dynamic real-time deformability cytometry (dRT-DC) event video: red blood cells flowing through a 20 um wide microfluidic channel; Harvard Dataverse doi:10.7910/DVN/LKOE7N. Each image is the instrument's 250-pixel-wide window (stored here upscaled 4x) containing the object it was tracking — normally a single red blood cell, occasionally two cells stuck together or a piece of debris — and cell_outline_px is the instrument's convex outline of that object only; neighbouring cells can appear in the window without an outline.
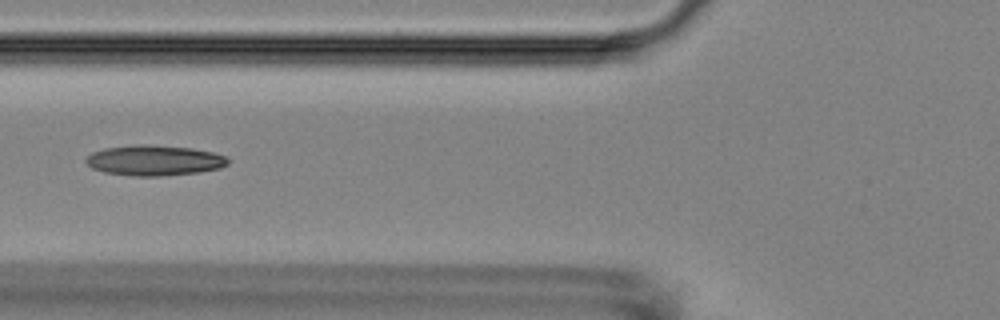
{"species": "Egyptian fruit bat (a non-hibernating species)", "species_latin": "Rousettus aegyptiacus", "temperature_condition": "room temperature", "stored_images_in_passage": 7, "camera_frame_rate_fps": 3000, "um_per_image_px": 0.085, "animal": {"sex": "female"}, "frame": {"image": 1, "passage_image": 5, "time_ms": 4.667, "image_size_px": [1000, 320], "cell_outline_px": [[228, 164], [220, 168], [200, 172], [160, 176], [136, 176], [104, 172], [92, 168], [84, 160], [92, 152], [104, 148], [136, 144], [148, 144], [192, 148], [212, 152], [228, 156]], "centroid_in_image_um": [13.13, 13.62], "position_along_channel_um": 112.7, "area_um2": 25.26}}
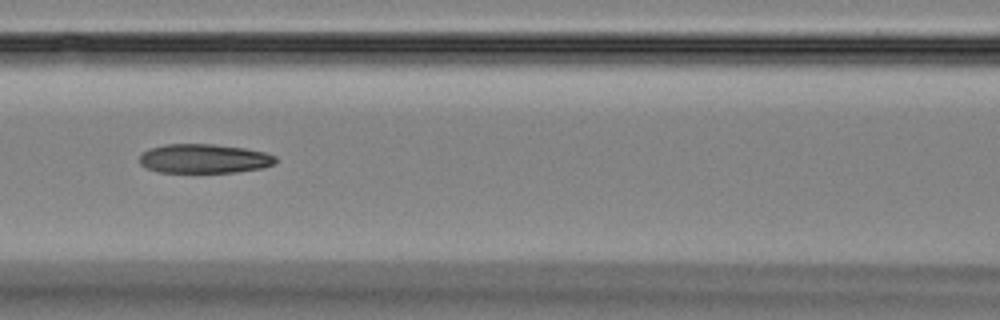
{"frame": {"image": 2, "passage_image": 6, "time_ms": 5.667, "image_size_px": [1000, 320], "cell_outline_px": [[276, 164], [264, 168], [236, 172], [160, 172], [148, 168], [140, 164], [140, 156], [148, 148], [164, 144], [212, 144], [244, 148], [264, 152], [276, 156]], "centroid_in_image_um": [17.37, 13.48], "position_along_channel_um": 149.2, "area_um2": 23.18}}
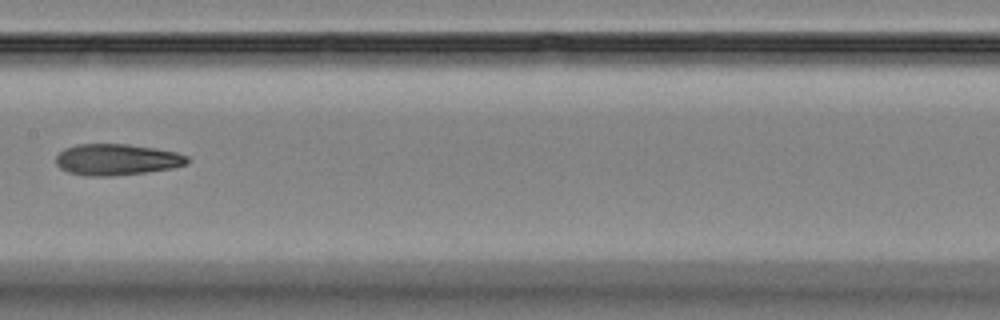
{"frame": {"image": 3, "passage_image": 7, "time_ms": 7.0, "image_size_px": [1000, 320], "cell_outline_px": [[192, 160], [188, 164], [172, 168], [144, 172], [112, 176], [84, 176], [68, 172], [60, 168], [56, 164], [56, 156], [64, 148], [76, 144], [128, 144], [156, 148], [176, 152], [188, 156]], "centroid_in_image_um": [9.93, 13.56], "position_along_channel_um": 197.5, "area_um2": 24.16}}